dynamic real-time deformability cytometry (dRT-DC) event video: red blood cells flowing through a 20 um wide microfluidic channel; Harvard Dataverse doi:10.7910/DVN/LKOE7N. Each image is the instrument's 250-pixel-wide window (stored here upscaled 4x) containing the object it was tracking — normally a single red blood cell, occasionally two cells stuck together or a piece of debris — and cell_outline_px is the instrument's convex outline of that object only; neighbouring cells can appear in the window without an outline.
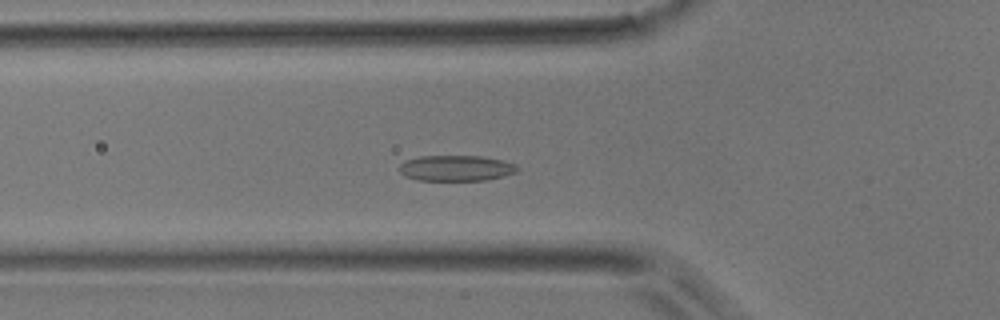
{"species": "common noctule bat (a hibernating species)", "species_latin": "Nyctalus noctula", "temperature_condition": "room temperature", "stored_images_in_passage": 29, "camera_frame_rate_fps": 3000, "um_per_image_px": 0.085, "animal": {"sex": "male", "body_mass_g": 17.9}, "frame": {"image": 1, "passage_image": 6, "time_ms": 1.667, "image_size_px": [1000, 320], "cell_outline_px": [[520, 168], [516, 172], [504, 176], [488, 180], [416, 180], [404, 176], [400, 172], [400, 164], [404, 160], [420, 156], [480, 156], [500, 160], [516, 164]], "centroid_in_image_um": [38.76, 14.29], "position_along_channel_um": 87.0, "area_um2": 17.74}}
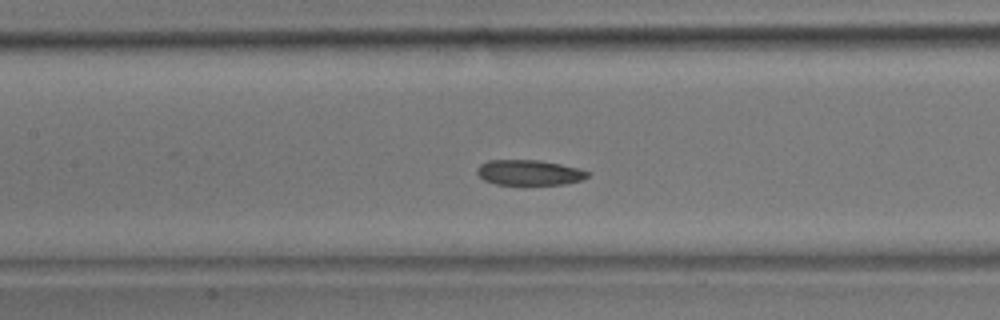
{"frame": {"image": 2, "passage_image": 11, "time_ms": 3.333, "image_size_px": [1000, 320], "cell_outline_px": [[592, 172], [588, 176], [580, 180], [564, 184], [496, 184], [484, 180], [476, 172], [476, 168], [480, 164], [488, 160], [540, 160], [560, 164]], "centroid_in_image_um": [44.96, 14.66], "position_along_channel_um": 162.4, "area_um2": 16.18}}
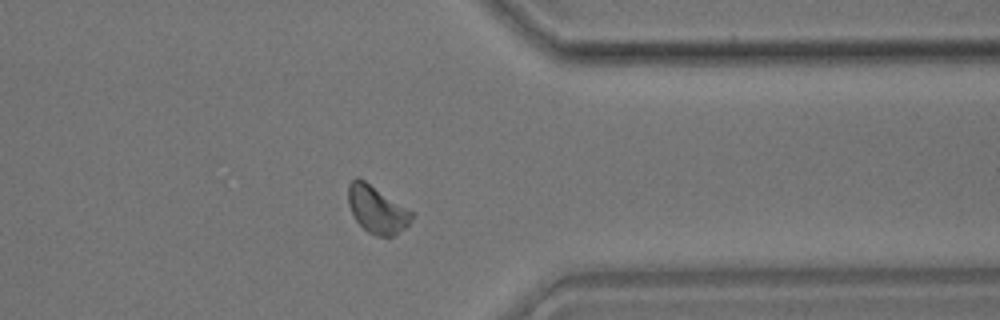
{"frame": {"image": 3, "passage_image": 26, "time_ms": 8.333, "image_size_px": [1000, 320], "cell_outline_px": [[412, 220], [404, 228], [392, 236], [376, 236], [368, 232], [356, 220], [348, 204], [348, 184], [356, 176], [364, 180], [412, 212]], "centroid_in_image_um": [32.0, 17.8], "position_along_channel_um": 379.4, "area_um2": 17.05}}